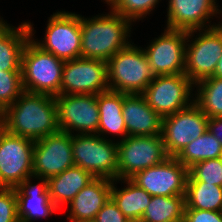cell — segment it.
Wrapping results in <instances>:
<instances>
[{"mask_svg":"<svg viewBox=\"0 0 222 222\" xmlns=\"http://www.w3.org/2000/svg\"><path fill=\"white\" fill-rule=\"evenodd\" d=\"M2 113L9 133L33 141L60 130L52 95L23 91Z\"/></svg>","mask_w":222,"mask_h":222,"instance_id":"obj_1","label":"cell"},{"mask_svg":"<svg viewBox=\"0 0 222 222\" xmlns=\"http://www.w3.org/2000/svg\"><path fill=\"white\" fill-rule=\"evenodd\" d=\"M109 9L91 18L81 15V57L107 62L132 42L133 23Z\"/></svg>","mask_w":222,"mask_h":222,"instance_id":"obj_2","label":"cell"},{"mask_svg":"<svg viewBox=\"0 0 222 222\" xmlns=\"http://www.w3.org/2000/svg\"><path fill=\"white\" fill-rule=\"evenodd\" d=\"M64 63L54 54L44 51L30 37L21 56L24 91L59 95Z\"/></svg>","mask_w":222,"mask_h":222,"instance_id":"obj_3","label":"cell"},{"mask_svg":"<svg viewBox=\"0 0 222 222\" xmlns=\"http://www.w3.org/2000/svg\"><path fill=\"white\" fill-rule=\"evenodd\" d=\"M110 90L142 94L155 75L142 47L131 42L107 61Z\"/></svg>","mask_w":222,"mask_h":222,"instance_id":"obj_4","label":"cell"},{"mask_svg":"<svg viewBox=\"0 0 222 222\" xmlns=\"http://www.w3.org/2000/svg\"><path fill=\"white\" fill-rule=\"evenodd\" d=\"M48 18L41 40L34 38V24L27 21L33 41L63 61L81 57V14L60 10Z\"/></svg>","mask_w":222,"mask_h":222,"instance_id":"obj_5","label":"cell"},{"mask_svg":"<svg viewBox=\"0 0 222 222\" xmlns=\"http://www.w3.org/2000/svg\"><path fill=\"white\" fill-rule=\"evenodd\" d=\"M73 161L95 178L118 179L117 141L98 134H72Z\"/></svg>","mask_w":222,"mask_h":222,"instance_id":"obj_6","label":"cell"},{"mask_svg":"<svg viewBox=\"0 0 222 222\" xmlns=\"http://www.w3.org/2000/svg\"><path fill=\"white\" fill-rule=\"evenodd\" d=\"M221 55L222 28L213 26L187 32L184 71L194 84L213 76Z\"/></svg>","mask_w":222,"mask_h":222,"instance_id":"obj_7","label":"cell"},{"mask_svg":"<svg viewBox=\"0 0 222 222\" xmlns=\"http://www.w3.org/2000/svg\"><path fill=\"white\" fill-rule=\"evenodd\" d=\"M194 83L185 74L157 75L142 93L147 104L162 118L194 102Z\"/></svg>","mask_w":222,"mask_h":222,"instance_id":"obj_8","label":"cell"},{"mask_svg":"<svg viewBox=\"0 0 222 222\" xmlns=\"http://www.w3.org/2000/svg\"><path fill=\"white\" fill-rule=\"evenodd\" d=\"M117 151L118 179H130L169 157L161 135L127 136L117 142Z\"/></svg>","mask_w":222,"mask_h":222,"instance_id":"obj_9","label":"cell"},{"mask_svg":"<svg viewBox=\"0 0 222 222\" xmlns=\"http://www.w3.org/2000/svg\"><path fill=\"white\" fill-rule=\"evenodd\" d=\"M209 117L193 102L163 117L162 139L168 156L176 157L188 144L208 130Z\"/></svg>","mask_w":222,"mask_h":222,"instance_id":"obj_10","label":"cell"},{"mask_svg":"<svg viewBox=\"0 0 222 222\" xmlns=\"http://www.w3.org/2000/svg\"><path fill=\"white\" fill-rule=\"evenodd\" d=\"M58 126L69 134H97L99 110L97 94L55 96ZM75 132V133H74Z\"/></svg>","mask_w":222,"mask_h":222,"instance_id":"obj_11","label":"cell"},{"mask_svg":"<svg viewBox=\"0 0 222 222\" xmlns=\"http://www.w3.org/2000/svg\"><path fill=\"white\" fill-rule=\"evenodd\" d=\"M35 141L5 133L0 143V187L14 188L33 176Z\"/></svg>","mask_w":222,"mask_h":222,"instance_id":"obj_12","label":"cell"},{"mask_svg":"<svg viewBox=\"0 0 222 222\" xmlns=\"http://www.w3.org/2000/svg\"><path fill=\"white\" fill-rule=\"evenodd\" d=\"M109 89L107 62L83 57L65 61L60 94H99Z\"/></svg>","mask_w":222,"mask_h":222,"instance_id":"obj_13","label":"cell"},{"mask_svg":"<svg viewBox=\"0 0 222 222\" xmlns=\"http://www.w3.org/2000/svg\"><path fill=\"white\" fill-rule=\"evenodd\" d=\"M189 169L175 157L133 175L130 180L151 196L185 195Z\"/></svg>","mask_w":222,"mask_h":222,"instance_id":"obj_14","label":"cell"},{"mask_svg":"<svg viewBox=\"0 0 222 222\" xmlns=\"http://www.w3.org/2000/svg\"><path fill=\"white\" fill-rule=\"evenodd\" d=\"M186 40V31L165 27L143 48L155 76L185 73Z\"/></svg>","mask_w":222,"mask_h":222,"instance_id":"obj_15","label":"cell"},{"mask_svg":"<svg viewBox=\"0 0 222 222\" xmlns=\"http://www.w3.org/2000/svg\"><path fill=\"white\" fill-rule=\"evenodd\" d=\"M74 165L72 134L59 130L35 141L33 176L49 179Z\"/></svg>","mask_w":222,"mask_h":222,"instance_id":"obj_16","label":"cell"},{"mask_svg":"<svg viewBox=\"0 0 222 222\" xmlns=\"http://www.w3.org/2000/svg\"><path fill=\"white\" fill-rule=\"evenodd\" d=\"M167 4L166 28L186 32L216 26L211 18L218 16L221 7L217 0H168Z\"/></svg>","mask_w":222,"mask_h":222,"instance_id":"obj_17","label":"cell"},{"mask_svg":"<svg viewBox=\"0 0 222 222\" xmlns=\"http://www.w3.org/2000/svg\"><path fill=\"white\" fill-rule=\"evenodd\" d=\"M38 181L32 184V180ZM15 188L20 222H34L55 214L59 209L50 199L47 179L30 176Z\"/></svg>","mask_w":222,"mask_h":222,"instance_id":"obj_18","label":"cell"},{"mask_svg":"<svg viewBox=\"0 0 222 222\" xmlns=\"http://www.w3.org/2000/svg\"><path fill=\"white\" fill-rule=\"evenodd\" d=\"M122 115L128 136L161 135L163 118L150 107L142 94L123 93Z\"/></svg>","mask_w":222,"mask_h":222,"instance_id":"obj_19","label":"cell"},{"mask_svg":"<svg viewBox=\"0 0 222 222\" xmlns=\"http://www.w3.org/2000/svg\"><path fill=\"white\" fill-rule=\"evenodd\" d=\"M112 180L95 178L85 186L69 203L67 220H95L98 211L111 198Z\"/></svg>","mask_w":222,"mask_h":222,"instance_id":"obj_20","label":"cell"},{"mask_svg":"<svg viewBox=\"0 0 222 222\" xmlns=\"http://www.w3.org/2000/svg\"><path fill=\"white\" fill-rule=\"evenodd\" d=\"M99 110V127L97 134L107 140L109 136L121 137L118 141L125 139L127 135L126 125L122 115L123 93L107 90L97 94Z\"/></svg>","mask_w":222,"mask_h":222,"instance_id":"obj_21","label":"cell"},{"mask_svg":"<svg viewBox=\"0 0 222 222\" xmlns=\"http://www.w3.org/2000/svg\"><path fill=\"white\" fill-rule=\"evenodd\" d=\"M30 37L27 21L16 27L0 17V70L21 71L22 52Z\"/></svg>","mask_w":222,"mask_h":222,"instance_id":"obj_22","label":"cell"},{"mask_svg":"<svg viewBox=\"0 0 222 222\" xmlns=\"http://www.w3.org/2000/svg\"><path fill=\"white\" fill-rule=\"evenodd\" d=\"M95 177L79 166H72L58 175L47 179V188L51 201L61 210Z\"/></svg>","mask_w":222,"mask_h":222,"instance_id":"obj_23","label":"cell"},{"mask_svg":"<svg viewBox=\"0 0 222 222\" xmlns=\"http://www.w3.org/2000/svg\"><path fill=\"white\" fill-rule=\"evenodd\" d=\"M118 183L125 185L123 188H117ZM151 198L149 193L138 187L130 179L112 180L111 199L130 221L141 220Z\"/></svg>","mask_w":222,"mask_h":222,"instance_id":"obj_24","label":"cell"},{"mask_svg":"<svg viewBox=\"0 0 222 222\" xmlns=\"http://www.w3.org/2000/svg\"><path fill=\"white\" fill-rule=\"evenodd\" d=\"M185 195L152 196L141 222H183Z\"/></svg>","mask_w":222,"mask_h":222,"instance_id":"obj_25","label":"cell"},{"mask_svg":"<svg viewBox=\"0 0 222 222\" xmlns=\"http://www.w3.org/2000/svg\"><path fill=\"white\" fill-rule=\"evenodd\" d=\"M185 209L222 211V187L200 181H187Z\"/></svg>","mask_w":222,"mask_h":222,"instance_id":"obj_26","label":"cell"},{"mask_svg":"<svg viewBox=\"0 0 222 222\" xmlns=\"http://www.w3.org/2000/svg\"><path fill=\"white\" fill-rule=\"evenodd\" d=\"M222 157V145L208 130L188 144L175 158L186 168L195 163Z\"/></svg>","mask_w":222,"mask_h":222,"instance_id":"obj_27","label":"cell"},{"mask_svg":"<svg viewBox=\"0 0 222 222\" xmlns=\"http://www.w3.org/2000/svg\"><path fill=\"white\" fill-rule=\"evenodd\" d=\"M194 103L209 117L222 116V78L208 77L194 84Z\"/></svg>","mask_w":222,"mask_h":222,"instance_id":"obj_28","label":"cell"},{"mask_svg":"<svg viewBox=\"0 0 222 222\" xmlns=\"http://www.w3.org/2000/svg\"><path fill=\"white\" fill-rule=\"evenodd\" d=\"M160 1L162 0H117L111 9L135 25L137 21L150 15Z\"/></svg>","mask_w":222,"mask_h":222,"instance_id":"obj_29","label":"cell"},{"mask_svg":"<svg viewBox=\"0 0 222 222\" xmlns=\"http://www.w3.org/2000/svg\"><path fill=\"white\" fill-rule=\"evenodd\" d=\"M187 181H200L222 187V157L195 163L189 168Z\"/></svg>","mask_w":222,"mask_h":222,"instance_id":"obj_30","label":"cell"},{"mask_svg":"<svg viewBox=\"0 0 222 222\" xmlns=\"http://www.w3.org/2000/svg\"><path fill=\"white\" fill-rule=\"evenodd\" d=\"M23 91L21 71L0 70V112L13 104Z\"/></svg>","mask_w":222,"mask_h":222,"instance_id":"obj_31","label":"cell"},{"mask_svg":"<svg viewBox=\"0 0 222 222\" xmlns=\"http://www.w3.org/2000/svg\"><path fill=\"white\" fill-rule=\"evenodd\" d=\"M0 222H20L15 188L0 187Z\"/></svg>","mask_w":222,"mask_h":222,"instance_id":"obj_32","label":"cell"},{"mask_svg":"<svg viewBox=\"0 0 222 222\" xmlns=\"http://www.w3.org/2000/svg\"><path fill=\"white\" fill-rule=\"evenodd\" d=\"M95 222H130L110 198L98 211Z\"/></svg>","mask_w":222,"mask_h":222,"instance_id":"obj_33","label":"cell"},{"mask_svg":"<svg viewBox=\"0 0 222 222\" xmlns=\"http://www.w3.org/2000/svg\"><path fill=\"white\" fill-rule=\"evenodd\" d=\"M183 222H222V211L185 209Z\"/></svg>","mask_w":222,"mask_h":222,"instance_id":"obj_34","label":"cell"},{"mask_svg":"<svg viewBox=\"0 0 222 222\" xmlns=\"http://www.w3.org/2000/svg\"><path fill=\"white\" fill-rule=\"evenodd\" d=\"M208 131L212 133L222 145V116L208 119Z\"/></svg>","mask_w":222,"mask_h":222,"instance_id":"obj_35","label":"cell"},{"mask_svg":"<svg viewBox=\"0 0 222 222\" xmlns=\"http://www.w3.org/2000/svg\"><path fill=\"white\" fill-rule=\"evenodd\" d=\"M7 132V125L2 112H0V143L5 133Z\"/></svg>","mask_w":222,"mask_h":222,"instance_id":"obj_36","label":"cell"},{"mask_svg":"<svg viewBox=\"0 0 222 222\" xmlns=\"http://www.w3.org/2000/svg\"><path fill=\"white\" fill-rule=\"evenodd\" d=\"M212 77L222 78V55L218 60V63L215 68V72Z\"/></svg>","mask_w":222,"mask_h":222,"instance_id":"obj_37","label":"cell"},{"mask_svg":"<svg viewBox=\"0 0 222 222\" xmlns=\"http://www.w3.org/2000/svg\"><path fill=\"white\" fill-rule=\"evenodd\" d=\"M103 1V0H102ZM110 8L116 3L117 0H104Z\"/></svg>","mask_w":222,"mask_h":222,"instance_id":"obj_38","label":"cell"},{"mask_svg":"<svg viewBox=\"0 0 222 222\" xmlns=\"http://www.w3.org/2000/svg\"><path fill=\"white\" fill-rule=\"evenodd\" d=\"M221 9H222V7L218 9V15H219V16H217L218 18L220 17V15L222 16V10ZM216 26L219 27V28H222V21H221V23L219 21L218 24H216Z\"/></svg>","mask_w":222,"mask_h":222,"instance_id":"obj_39","label":"cell"},{"mask_svg":"<svg viewBox=\"0 0 222 222\" xmlns=\"http://www.w3.org/2000/svg\"><path fill=\"white\" fill-rule=\"evenodd\" d=\"M69 222H95L94 220H86V221H69Z\"/></svg>","mask_w":222,"mask_h":222,"instance_id":"obj_40","label":"cell"}]
</instances>
